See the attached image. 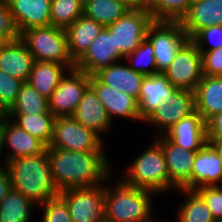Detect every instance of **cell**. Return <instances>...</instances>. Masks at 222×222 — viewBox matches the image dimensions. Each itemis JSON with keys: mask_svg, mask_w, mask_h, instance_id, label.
<instances>
[{"mask_svg": "<svg viewBox=\"0 0 222 222\" xmlns=\"http://www.w3.org/2000/svg\"><path fill=\"white\" fill-rule=\"evenodd\" d=\"M51 174L57 190L104 184L112 178L105 151L78 152L47 147Z\"/></svg>", "mask_w": 222, "mask_h": 222, "instance_id": "6da1fadb", "label": "cell"}, {"mask_svg": "<svg viewBox=\"0 0 222 222\" xmlns=\"http://www.w3.org/2000/svg\"><path fill=\"white\" fill-rule=\"evenodd\" d=\"M12 188L28 197L36 206L57 196L47 149L38 155L19 157L6 162Z\"/></svg>", "mask_w": 222, "mask_h": 222, "instance_id": "7a4b0ae2", "label": "cell"}, {"mask_svg": "<svg viewBox=\"0 0 222 222\" xmlns=\"http://www.w3.org/2000/svg\"><path fill=\"white\" fill-rule=\"evenodd\" d=\"M116 184V185H115ZM105 185V217L115 222H157L153 215V191L131 187L119 180Z\"/></svg>", "mask_w": 222, "mask_h": 222, "instance_id": "3957f363", "label": "cell"}, {"mask_svg": "<svg viewBox=\"0 0 222 222\" xmlns=\"http://www.w3.org/2000/svg\"><path fill=\"white\" fill-rule=\"evenodd\" d=\"M128 167L126 175L121 179L125 184L156 194L170 190V176L165 157L161 145L155 139Z\"/></svg>", "mask_w": 222, "mask_h": 222, "instance_id": "277c9868", "label": "cell"}, {"mask_svg": "<svg viewBox=\"0 0 222 222\" xmlns=\"http://www.w3.org/2000/svg\"><path fill=\"white\" fill-rule=\"evenodd\" d=\"M34 61L54 62L75 68V62L68 51L65 29L52 25L34 27L20 34Z\"/></svg>", "mask_w": 222, "mask_h": 222, "instance_id": "5b68a950", "label": "cell"}, {"mask_svg": "<svg viewBox=\"0 0 222 222\" xmlns=\"http://www.w3.org/2000/svg\"><path fill=\"white\" fill-rule=\"evenodd\" d=\"M146 38L154 48L157 73H163L171 64L176 52L189 40L179 21H153Z\"/></svg>", "mask_w": 222, "mask_h": 222, "instance_id": "8992f818", "label": "cell"}, {"mask_svg": "<svg viewBox=\"0 0 222 222\" xmlns=\"http://www.w3.org/2000/svg\"><path fill=\"white\" fill-rule=\"evenodd\" d=\"M104 141L72 116L56 117L53 137L48 147L69 151H105Z\"/></svg>", "mask_w": 222, "mask_h": 222, "instance_id": "52a82bcc", "label": "cell"}, {"mask_svg": "<svg viewBox=\"0 0 222 222\" xmlns=\"http://www.w3.org/2000/svg\"><path fill=\"white\" fill-rule=\"evenodd\" d=\"M152 22L148 9L130 8L115 23L105 28L114 37L115 48L126 57L146 39L148 26Z\"/></svg>", "mask_w": 222, "mask_h": 222, "instance_id": "ba28073f", "label": "cell"}, {"mask_svg": "<svg viewBox=\"0 0 222 222\" xmlns=\"http://www.w3.org/2000/svg\"><path fill=\"white\" fill-rule=\"evenodd\" d=\"M73 222H97L105 216V185L60 191Z\"/></svg>", "mask_w": 222, "mask_h": 222, "instance_id": "9c48e42d", "label": "cell"}, {"mask_svg": "<svg viewBox=\"0 0 222 222\" xmlns=\"http://www.w3.org/2000/svg\"><path fill=\"white\" fill-rule=\"evenodd\" d=\"M67 73L48 98L49 111L55 117L72 116L90 86V75L84 71L73 68Z\"/></svg>", "mask_w": 222, "mask_h": 222, "instance_id": "30bf717a", "label": "cell"}, {"mask_svg": "<svg viewBox=\"0 0 222 222\" xmlns=\"http://www.w3.org/2000/svg\"><path fill=\"white\" fill-rule=\"evenodd\" d=\"M163 74L175 88L195 90L203 77L202 55L190 39L176 52Z\"/></svg>", "mask_w": 222, "mask_h": 222, "instance_id": "8fae6325", "label": "cell"}, {"mask_svg": "<svg viewBox=\"0 0 222 222\" xmlns=\"http://www.w3.org/2000/svg\"><path fill=\"white\" fill-rule=\"evenodd\" d=\"M194 112V92L187 89H177L166 102L154 109L143 122L157 127L159 135H163L181 119Z\"/></svg>", "mask_w": 222, "mask_h": 222, "instance_id": "7c38bea8", "label": "cell"}, {"mask_svg": "<svg viewBox=\"0 0 222 222\" xmlns=\"http://www.w3.org/2000/svg\"><path fill=\"white\" fill-rule=\"evenodd\" d=\"M155 140L162 147L170 176V189L192 190V170L196 152L181 149L164 135H159Z\"/></svg>", "mask_w": 222, "mask_h": 222, "instance_id": "4fadbf2b", "label": "cell"}, {"mask_svg": "<svg viewBox=\"0 0 222 222\" xmlns=\"http://www.w3.org/2000/svg\"><path fill=\"white\" fill-rule=\"evenodd\" d=\"M125 56L115 48L114 37L104 27L86 52L75 62V68L93 75L101 68L121 62Z\"/></svg>", "mask_w": 222, "mask_h": 222, "instance_id": "5bb4252c", "label": "cell"}, {"mask_svg": "<svg viewBox=\"0 0 222 222\" xmlns=\"http://www.w3.org/2000/svg\"><path fill=\"white\" fill-rule=\"evenodd\" d=\"M90 86L97 93L106 109L109 119L113 123L114 116L140 121L137 99L101 83L94 75H90Z\"/></svg>", "mask_w": 222, "mask_h": 222, "instance_id": "9a60e30c", "label": "cell"}, {"mask_svg": "<svg viewBox=\"0 0 222 222\" xmlns=\"http://www.w3.org/2000/svg\"><path fill=\"white\" fill-rule=\"evenodd\" d=\"M3 152L7 145L9 151L5 157V163L24 156H34L43 153L47 146L16 125L7 116L2 121ZM5 147V148H4Z\"/></svg>", "mask_w": 222, "mask_h": 222, "instance_id": "2e32d148", "label": "cell"}, {"mask_svg": "<svg viewBox=\"0 0 222 222\" xmlns=\"http://www.w3.org/2000/svg\"><path fill=\"white\" fill-rule=\"evenodd\" d=\"M163 135L181 149L197 152L207 143L206 122L195 111L181 119Z\"/></svg>", "mask_w": 222, "mask_h": 222, "instance_id": "e0dca14e", "label": "cell"}, {"mask_svg": "<svg viewBox=\"0 0 222 222\" xmlns=\"http://www.w3.org/2000/svg\"><path fill=\"white\" fill-rule=\"evenodd\" d=\"M205 186H222V158L210 143L195 153L192 170V190Z\"/></svg>", "mask_w": 222, "mask_h": 222, "instance_id": "ac0fdd59", "label": "cell"}, {"mask_svg": "<svg viewBox=\"0 0 222 222\" xmlns=\"http://www.w3.org/2000/svg\"><path fill=\"white\" fill-rule=\"evenodd\" d=\"M10 7L16 28L21 34L34 27L50 25L51 0H5Z\"/></svg>", "mask_w": 222, "mask_h": 222, "instance_id": "d6986e66", "label": "cell"}, {"mask_svg": "<svg viewBox=\"0 0 222 222\" xmlns=\"http://www.w3.org/2000/svg\"><path fill=\"white\" fill-rule=\"evenodd\" d=\"M179 22L189 39L203 28L222 25V0H192Z\"/></svg>", "mask_w": 222, "mask_h": 222, "instance_id": "ffe728a7", "label": "cell"}, {"mask_svg": "<svg viewBox=\"0 0 222 222\" xmlns=\"http://www.w3.org/2000/svg\"><path fill=\"white\" fill-rule=\"evenodd\" d=\"M163 73L145 76L138 102L139 116L144 121L177 90Z\"/></svg>", "mask_w": 222, "mask_h": 222, "instance_id": "44dd1931", "label": "cell"}, {"mask_svg": "<svg viewBox=\"0 0 222 222\" xmlns=\"http://www.w3.org/2000/svg\"><path fill=\"white\" fill-rule=\"evenodd\" d=\"M72 117L97 134L102 140L101 133H105L112 125L105 107L91 86L83 94L82 100L79 102Z\"/></svg>", "mask_w": 222, "mask_h": 222, "instance_id": "7402d4cb", "label": "cell"}, {"mask_svg": "<svg viewBox=\"0 0 222 222\" xmlns=\"http://www.w3.org/2000/svg\"><path fill=\"white\" fill-rule=\"evenodd\" d=\"M101 83L124 92L138 100L144 74L132 70L126 64H112L93 74Z\"/></svg>", "mask_w": 222, "mask_h": 222, "instance_id": "603a6c76", "label": "cell"}, {"mask_svg": "<svg viewBox=\"0 0 222 222\" xmlns=\"http://www.w3.org/2000/svg\"><path fill=\"white\" fill-rule=\"evenodd\" d=\"M33 62L32 54L20 38L9 41L0 50V69L23 82L28 81Z\"/></svg>", "mask_w": 222, "mask_h": 222, "instance_id": "cb8c5ba5", "label": "cell"}, {"mask_svg": "<svg viewBox=\"0 0 222 222\" xmlns=\"http://www.w3.org/2000/svg\"><path fill=\"white\" fill-rule=\"evenodd\" d=\"M194 92L195 111L207 122L222 112V76H204Z\"/></svg>", "mask_w": 222, "mask_h": 222, "instance_id": "d4e9b609", "label": "cell"}, {"mask_svg": "<svg viewBox=\"0 0 222 222\" xmlns=\"http://www.w3.org/2000/svg\"><path fill=\"white\" fill-rule=\"evenodd\" d=\"M103 28L102 24L82 15L65 29L68 51L74 62L86 52Z\"/></svg>", "mask_w": 222, "mask_h": 222, "instance_id": "484cf974", "label": "cell"}, {"mask_svg": "<svg viewBox=\"0 0 222 222\" xmlns=\"http://www.w3.org/2000/svg\"><path fill=\"white\" fill-rule=\"evenodd\" d=\"M69 70L67 65L34 61L27 83L48 99Z\"/></svg>", "mask_w": 222, "mask_h": 222, "instance_id": "4316f807", "label": "cell"}, {"mask_svg": "<svg viewBox=\"0 0 222 222\" xmlns=\"http://www.w3.org/2000/svg\"><path fill=\"white\" fill-rule=\"evenodd\" d=\"M16 125L27 131L47 147L53 137L55 116L50 111L45 114H7Z\"/></svg>", "mask_w": 222, "mask_h": 222, "instance_id": "83f0119b", "label": "cell"}, {"mask_svg": "<svg viewBox=\"0 0 222 222\" xmlns=\"http://www.w3.org/2000/svg\"><path fill=\"white\" fill-rule=\"evenodd\" d=\"M34 205L28 197L12 188L0 202V222H30Z\"/></svg>", "mask_w": 222, "mask_h": 222, "instance_id": "f1b7e54d", "label": "cell"}, {"mask_svg": "<svg viewBox=\"0 0 222 222\" xmlns=\"http://www.w3.org/2000/svg\"><path fill=\"white\" fill-rule=\"evenodd\" d=\"M129 9L121 0H90L83 5V15L106 27L115 23Z\"/></svg>", "mask_w": 222, "mask_h": 222, "instance_id": "f546056e", "label": "cell"}, {"mask_svg": "<svg viewBox=\"0 0 222 222\" xmlns=\"http://www.w3.org/2000/svg\"><path fill=\"white\" fill-rule=\"evenodd\" d=\"M187 195L177 210V222H216L205 201L195 190L178 189Z\"/></svg>", "mask_w": 222, "mask_h": 222, "instance_id": "4dcf8cb0", "label": "cell"}, {"mask_svg": "<svg viewBox=\"0 0 222 222\" xmlns=\"http://www.w3.org/2000/svg\"><path fill=\"white\" fill-rule=\"evenodd\" d=\"M49 111L48 99L41 95L33 86L24 82L16 102L7 114H45Z\"/></svg>", "mask_w": 222, "mask_h": 222, "instance_id": "1f68e13d", "label": "cell"}, {"mask_svg": "<svg viewBox=\"0 0 222 222\" xmlns=\"http://www.w3.org/2000/svg\"><path fill=\"white\" fill-rule=\"evenodd\" d=\"M192 0H148L153 21H180Z\"/></svg>", "mask_w": 222, "mask_h": 222, "instance_id": "d6a6232c", "label": "cell"}, {"mask_svg": "<svg viewBox=\"0 0 222 222\" xmlns=\"http://www.w3.org/2000/svg\"><path fill=\"white\" fill-rule=\"evenodd\" d=\"M83 15V4L79 0H51L50 25L66 29Z\"/></svg>", "mask_w": 222, "mask_h": 222, "instance_id": "836d02e7", "label": "cell"}, {"mask_svg": "<svg viewBox=\"0 0 222 222\" xmlns=\"http://www.w3.org/2000/svg\"><path fill=\"white\" fill-rule=\"evenodd\" d=\"M129 67L145 76L157 74L154 48L146 38L131 54H128Z\"/></svg>", "mask_w": 222, "mask_h": 222, "instance_id": "e575fe53", "label": "cell"}, {"mask_svg": "<svg viewBox=\"0 0 222 222\" xmlns=\"http://www.w3.org/2000/svg\"><path fill=\"white\" fill-rule=\"evenodd\" d=\"M23 83L0 69V105L6 112L16 102Z\"/></svg>", "mask_w": 222, "mask_h": 222, "instance_id": "d590c367", "label": "cell"}, {"mask_svg": "<svg viewBox=\"0 0 222 222\" xmlns=\"http://www.w3.org/2000/svg\"><path fill=\"white\" fill-rule=\"evenodd\" d=\"M43 222H73L66 201L58 194L43 204Z\"/></svg>", "mask_w": 222, "mask_h": 222, "instance_id": "8d00e7d4", "label": "cell"}, {"mask_svg": "<svg viewBox=\"0 0 222 222\" xmlns=\"http://www.w3.org/2000/svg\"><path fill=\"white\" fill-rule=\"evenodd\" d=\"M190 40L197 46L201 54L205 51L221 48L222 25H214L208 28H203L199 30ZM207 43H209V48L206 47Z\"/></svg>", "mask_w": 222, "mask_h": 222, "instance_id": "74e56055", "label": "cell"}, {"mask_svg": "<svg viewBox=\"0 0 222 222\" xmlns=\"http://www.w3.org/2000/svg\"><path fill=\"white\" fill-rule=\"evenodd\" d=\"M205 201L216 222H222V186H205L195 190Z\"/></svg>", "mask_w": 222, "mask_h": 222, "instance_id": "f35d334b", "label": "cell"}, {"mask_svg": "<svg viewBox=\"0 0 222 222\" xmlns=\"http://www.w3.org/2000/svg\"><path fill=\"white\" fill-rule=\"evenodd\" d=\"M202 73L204 76H222V47L202 54Z\"/></svg>", "mask_w": 222, "mask_h": 222, "instance_id": "ab89813d", "label": "cell"}, {"mask_svg": "<svg viewBox=\"0 0 222 222\" xmlns=\"http://www.w3.org/2000/svg\"><path fill=\"white\" fill-rule=\"evenodd\" d=\"M0 34H4L10 41L20 38L8 3L0 1Z\"/></svg>", "mask_w": 222, "mask_h": 222, "instance_id": "60d3db41", "label": "cell"}, {"mask_svg": "<svg viewBox=\"0 0 222 222\" xmlns=\"http://www.w3.org/2000/svg\"><path fill=\"white\" fill-rule=\"evenodd\" d=\"M207 141L222 140V112L212 116L206 122Z\"/></svg>", "mask_w": 222, "mask_h": 222, "instance_id": "b9f144b4", "label": "cell"}, {"mask_svg": "<svg viewBox=\"0 0 222 222\" xmlns=\"http://www.w3.org/2000/svg\"><path fill=\"white\" fill-rule=\"evenodd\" d=\"M4 164L2 165L3 168L0 166V202L12 189L11 177L6 163Z\"/></svg>", "mask_w": 222, "mask_h": 222, "instance_id": "7bdbcfd3", "label": "cell"}, {"mask_svg": "<svg viewBox=\"0 0 222 222\" xmlns=\"http://www.w3.org/2000/svg\"><path fill=\"white\" fill-rule=\"evenodd\" d=\"M132 9H148V0H121Z\"/></svg>", "mask_w": 222, "mask_h": 222, "instance_id": "ee69618b", "label": "cell"}, {"mask_svg": "<svg viewBox=\"0 0 222 222\" xmlns=\"http://www.w3.org/2000/svg\"><path fill=\"white\" fill-rule=\"evenodd\" d=\"M210 143L219 153L220 157L222 158V140L220 141H207Z\"/></svg>", "mask_w": 222, "mask_h": 222, "instance_id": "f6af8a7d", "label": "cell"}, {"mask_svg": "<svg viewBox=\"0 0 222 222\" xmlns=\"http://www.w3.org/2000/svg\"><path fill=\"white\" fill-rule=\"evenodd\" d=\"M10 40L4 35L0 34V50H2Z\"/></svg>", "mask_w": 222, "mask_h": 222, "instance_id": "bcb514c9", "label": "cell"}, {"mask_svg": "<svg viewBox=\"0 0 222 222\" xmlns=\"http://www.w3.org/2000/svg\"><path fill=\"white\" fill-rule=\"evenodd\" d=\"M2 152H3V143H2V121H0V159L2 155Z\"/></svg>", "mask_w": 222, "mask_h": 222, "instance_id": "7dc6e473", "label": "cell"}, {"mask_svg": "<svg viewBox=\"0 0 222 222\" xmlns=\"http://www.w3.org/2000/svg\"><path fill=\"white\" fill-rule=\"evenodd\" d=\"M7 116V112L4 110V108L0 105V121H3L5 117Z\"/></svg>", "mask_w": 222, "mask_h": 222, "instance_id": "c3c4849f", "label": "cell"}, {"mask_svg": "<svg viewBox=\"0 0 222 222\" xmlns=\"http://www.w3.org/2000/svg\"><path fill=\"white\" fill-rule=\"evenodd\" d=\"M97 222H115L113 220L108 219L107 217H103L102 219L98 220Z\"/></svg>", "mask_w": 222, "mask_h": 222, "instance_id": "681fc988", "label": "cell"}, {"mask_svg": "<svg viewBox=\"0 0 222 222\" xmlns=\"http://www.w3.org/2000/svg\"><path fill=\"white\" fill-rule=\"evenodd\" d=\"M83 5L90 0H79Z\"/></svg>", "mask_w": 222, "mask_h": 222, "instance_id": "f907efd6", "label": "cell"}]
</instances>
